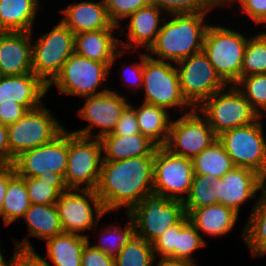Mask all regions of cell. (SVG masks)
I'll list each match as a JSON object with an SVG mask.
<instances>
[{"instance_id": "6da1fadb", "label": "cell", "mask_w": 266, "mask_h": 266, "mask_svg": "<svg viewBox=\"0 0 266 266\" xmlns=\"http://www.w3.org/2000/svg\"><path fill=\"white\" fill-rule=\"evenodd\" d=\"M154 157L103 160L95 191L107 214H127L153 192Z\"/></svg>"}, {"instance_id": "7a4b0ae2", "label": "cell", "mask_w": 266, "mask_h": 266, "mask_svg": "<svg viewBox=\"0 0 266 266\" xmlns=\"http://www.w3.org/2000/svg\"><path fill=\"white\" fill-rule=\"evenodd\" d=\"M213 13L167 15L147 54L157 60L177 63L202 51L206 30L213 21Z\"/></svg>"}, {"instance_id": "3957f363", "label": "cell", "mask_w": 266, "mask_h": 266, "mask_svg": "<svg viewBox=\"0 0 266 266\" xmlns=\"http://www.w3.org/2000/svg\"><path fill=\"white\" fill-rule=\"evenodd\" d=\"M216 17L214 20L217 23H214L215 21L213 20L206 30L202 50L221 79L227 85H234L241 78L242 63L248 38L256 29L248 28L250 30L247 29V31H252L248 34L245 26H243V31L242 26L240 28L237 26L239 23L234 27L232 17L227 27L220 20H216L218 19Z\"/></svg>"}, {"instance_id": "277c9868", "label": "cell", "mask_w": 266, "mask_h": 266, "mask_svg": "<svg viewBox=\"0 0 266 266\" xmlns=\"http://www.w3.org/2000/svg\"><path fill=\"white\" fill-rule=\"evenodd\" d=\"M139 100L166 109L173 116L194 108L185 100L175 63L143 57V86ZM143 97V98H142ZM175 112V113H174ZM175 114V115H174Z\"/></svg>"}, {"instance_id": "5b68a950", "label": "cell", "mask_w": 266, "mask_h": 266, "mask_svg": "<svg viewBox=\"0 0 266 266\" xmlns=\"http://www.w3.org/2000/svg\"><path fill=\"white\" fill-rule=\"evenodd\" d=\"M110 65L111 63L93 61L74 52L48 85V91L57 89L63 96L79 97V102L81 98L104 93L110 89L108 80H113L110 78Z\"/></svg>"}, {"instance_id": "8992f818", "label": "cell", "mask_w": 266, "mask_h": 266, "mask_svg": "<svg viewBox=\"0 0 266 266\" xmlns=\"http://www.w3.org/2000/svg\"><path fill=\"white\" fill-rule=\"evenodd\" d=\"M58 19V20H57ZM52 28L32 38V72L47 85L60 73L74 53L75 34L59 19Z\"/></svg>"}, {"instance_id": "52a82bcc", "label": "cell", "mask_w": 266, "mask_h": 266, "mask_svg": "<svg viewBox=\"0 0 266 266\" xmlns=\"http://www.w3.org/2000/svg\"><path fill=\"white\" fill-rule=\"evenodd\" d=\"M44 102L28 110L17 122L7 125L11 165L22 152L51 142L67 125Z\"/></svg>"}, {"instance_id": "ba28073f", "label": "cell", "mask_w": 266, "mask_h": 266, "mask_svg": "<svg viewBox=\"0 0 266 266\" xmlns=\"http://www.w3.org/2000/svg\"><path fill=\"white\" fill-rule=\"evenodd\" d=\"M235 167L256 171L266 180V118L227 130L218 136Z\"/></svg>"}, {"instance_id": "9c48e42d", "label": "cell", "mask_w": 266, "mask_h": 266, "mask_svg": "<svg viewBox=\"0 0 266 266\" xmlns=\"http://www.w3.org/2000/svg\"><path fill=\"white\" fill-rule=\"evenodd\" d=\"M127 215L133 222L135 235L152 244L167 229L179 223L186 213L183 201L152 192Z\"/></svg>"}, {"instance_id": "30bf717a", "label": "cell", "mask_w": 266, "mask_h": 266, "mask_svg": "<svg viewBox=\"0 0 266 266\" xmlns=\"http://www.w3.org/2000/svg\"><path fill=\"white\" fill-rule=\"evenodd\" d=\"M104 93L81 98L77 111V119L85 122L82 127L70 130L76 135L89 138H101L112 133L120 115L130 103V98L120 94L121 90L113 87ZM96 130V131H95ZM98 130V131H97Z\"/></svg>"}, {"instance_id": "8fae6325", "label": "cell", "mask_w": 266, "mask_h": 266, "mask_svg": "<svg viewBox=\"0 0 266 266\" xmlns=\"http://www.w3.org/2000/svg\"><path fill=\"white\" fill-rule=\"evenodd\" d=\"M197 109L208 120L217 136L227 130L251 124L260 117L235 85H227Z\"/></svg>"}, {"instance_id": "7c38bea8", "label": "cell", "mask_w": 266, "mask_h": 266, "mask_svg": "<svg viewBox=\"0 0 266 266\" xmlns=\"http://www.w3.org/2000/svg\"><path fill=\"white\" fill-rule=\"evenodd\" d=\"M103 161L99 138L76 135L68 130V160L64 180L68 189L95 190Z\"/></svg>"}, {"instance_id": "4fadbf2b", "label": "cell", "mask_w": 266, "mask_h": 266, "mask_svg": "<svg viewBox=\"0 0 266 266\" xmlns=\"http://www.w3.org/2000/svg\"><path fill=\"white\" fill-rule=\"evenodd\" d=\"M64 232L89 237L91 231L108 214L93 189H68L56 201Z\"/></svg>"}, {"instance_id": "5bb4252c", "label": "cell", "mask_w": 266, "mask_h": 266, "mask_svg": "<svg viewBox=\"0 0 266 266\" xmlns=\"http://www.w3.org/2000/svg\"><path fill=\"white\" fill-rule=\"evenodd\" d=\"M173 116L166 144L170 153L193 159L212 145L218 136L212 130L208 120L198 111Z\"/></svg>"}, {"instance_id": "9a60e30c", "label": "cell", "mask_w": 266, "mask_h": 266, "mask_svg": "<svg viewBox=\"0 0 266 266\" xmlns=\"http://www.w3.org/2000/svg\"><path fill=\"white\" fill-rule=\"evenodd\" d=\"M175 66L182 94L194 109L227 86L203 50L175 63Z\"/></svg>"}, {"instance_id": "2e32d148", "label": "cell", "mask_w": 266, "mask_h": 266, "mask_svg": "<svg viewBox=\"0 0 266 266\" xmlns=\"http://www.w3.org/2000/svg\"><path fill=\"white\" fill-rule=\"evenodd\" d=\"M194 171L192 159L170 153L163 146L154 153L153 192L168 199L184 201L188 196Z\"/></svg>"}, {"instance_id": "e0dca14e", "label": "cell", "mask_w": 266, "mask_h": 266, "mask_svg": "<svg viewBox=\"0 0 266 266\" xmlns=\"http://www.w3.org/2000/svg\"><path fill=\"white\" fill-rule=\"evenodd\" d=\"M266 187L265 179L256 171L245 167H234L213 185V196L217 201L241 215L242 208L250 201L251 213L261 191Z\"/></svg>"}, {"instance_id": "ac0fdd59", "label": "cell", "mask_w": 266, "mask_h": 266, "mask_svg": "<svg viewBox=\"0 0 266 266\" xmlns=\"http://www.w3.org/2000/svg\"><path fill=\"white\" fill-rule=\"evenodd\" d=\"M67 160L68 128L66 127L51 142L22 152L15 158L13 166L21 177H37L47 171L64 177Z\"/></svg>"}, {"instance_id": "d6986e66", "label": "cell", "mask_w": 266, "mask_h": 266, "mask_svg": "<svg viewBox=\"0 0 266 266\" xmlns=\"http://www.w3.org/2000/svg\"><path fill=\"white\" fill-rule=\"evenodd\" d=\"M166 16L152 4L138 9L118 26L120 47L129 51H148Z\"/></svg>"}, {"instance_id": "ffe728a7", "label": "cell", "mask_w": 266, "mask_h": 266, "mask_svg": "<svg viewBox=\"0 0 266 266\" xmlns=\"http://www.w3.org/2000/svg\"><path fill=\"white\" fill-rule=\"evenodd\" d=\"M59 10V18L74 34L118 29L109 18L104 0H74Z\"/></svg>"}, {"instance_id": "44dd1931", "label": "cell", "mask_w": 266, "mask_h": 266, "mask_svg": "<svg viewBox=\"0 0 266 266\" xmlns=\"http://www.w3.org/2000/svg\"><path fill=\"white\" fill-rule=\"evenodd\" d=\"M32 73L31 32L0 31V76Z\"/></svg>"}, {"instance_id": "7402d4cb", "label": "cell", "mask_w": 266, "mask_h": 266, "mask_svg": "<svg viewBox=\"0 0 266 266\" xmlns=\"http://www.w3.org/2000/svg\"><path fill=\"white\" fill-rule=\"evenodd\" d=\"M48 94V85L33 72L0 76V104H21L31 110L46 102Z\"/></svg>"}, {"instance_id": "603a6c76", "label": "cell", "mask_w": 266, "mask_h": 266, "mask_svg": "<svg viewBox=\"0 0 266 266\" xmlns=\"http://www.w3.org/2000/svg\"><path fill=\"white\" fill-rule=\"evenodd\" d=\"M20 221L26 225L27 233L23 239L11 238L13 247L35 249L30 238L41 242L64 232L56 204H31Z\"/></svg>"}, {"instance_id": "cb8c5ba5", "label": "cell", "mask_w": 266, "mask_h": 266, "mask_svg": "<svg viewBox=\"0 0 266 266\" xmlns=\"http://www.w3.org/2000/svg\"><path fill=\"white\" fill-rule=\"evenodd\" d=\"M189 222L199 231L202 238L208 243L209 238L221 239L228 236L240 223V215L232 208L220 203L199 209L187 214ZM239 221V223H238ZM204 235V236H203Z\"/></svg>"}, {"instance_id": "d4e9b609", "label": "cell", "mask_w": 266, "mask_h": 266, "mask_svg": "<svg viewBox=\"0 0 266 266\" xmlns=\"http://www.w3.org/2000/svg\"><path fill=\"white\" fill-rule=\"evenodd\" d=\"M121 49L118 29H103L75 34L74 52L100 63H111Z\"/></svg>"}, {"instance_id": "484cf974", "label": "cell", "mask_w": 266, "mask_h": 266, "mask_svg": "<svg viewBox=\"0 0 266 266\" xmlns=\"http://www.w3.org/2000/svg\"><path fill=\"white\" fill-rule=\"evenodd\" d=\"M42 1L0 0V31L35 32V25L40 23L37 18L45 11Z\"/></svg>"}, {"instance_id": "4316f807", "label": "cell", "mask_w": 266, "mask_h": 266, "mask_svg": "<svg viewBox=\"0 0 266 266\" xmlns=\"http://www.w3.org/2000/svg\"><path fill=\"white\" fill-rule=\"evenodd\" d=\"M103 160H123L134 157H154L159 147L142 134L120 136L104 135L100 138Z\"/></svg>"}, {"instance_id": "83f0119b", "label": "cell", "mask_w": 266, "mask_h": 266, "mask_svg": "<svg viewBox=\"0 0 266 266\" xmlns=\"http://www.w3.org/2000/svg\"><path fill=\"white\" fill-rule=\"evenodd\" d=\"M129 104L135 109L140 134L149 137L159 147L164 146L168 139L173 115L162 107L137 101V99L130 100Z\"/></svg>"}, {"instance_id": "f1b7e54d", "label": "cell", "mask_w": 266, "mask_h": 266, "mask_svg": "<svg viewBox=\"0 0 266 266\" xmlns=\"http://www.w3.org/2000/svg\"><path fill=\"white\" fill-rule=\"evenodd\" d=\"M88 238L63 232L45 240V256L49 266H81V254Z\"/></svg>"}, {"instance_id": "f546056e", "label": "cell", "mask_w": 266, "mask_h": 266, "mask_svg": "<svg viewBox=\"0 0 266 266\" xmlns=\"http://www.w3.org/2000/svg\"><path fill=\"white\" fill-rule=\"evenodd\" d=\"M239 237L246 245L250 258L266 257V187L259 194L252 212H248Z\"/></svg>"}, {"instance_id": "4dcf8cb0", "label": "cell", "mask_w": 266, "mask_h": 266, "mask_svg": "<svg viewBox=\"0 0 266 266\" xmlns=\"http://www.w3.org/2000/svg\"><path fill=\"white\" fill-rule=\"evenodd\" d=\"M146 54H147V51H131V50L129 51V50H125V49L121 48L115 54V57H114L113 61L111 62L110 76L114 75V73H112L113 71L119 72V73L117 72V74H119V76H120L119 77L120 78L119 80L121 81L120 85H122V86L124 85L123 88H125V86H126V89L125 90L123 89L120 94H122L123 96L126 95L127 98H128V93H129V95H131V96H129L130 99H132V98L135 99L134 96L136 95L137 96L136 99L138 100L139 92L141 93V89L143 86V57ZM130 56L134 57V58L132 57L131 60H133L135 58L137 60L135 59L133 61H131V60L129 61L128 58L130 59ZM117 63L119 65L120 64L121 65L119 66ZM117 66L120 68H117ZM113 67H116L117 70H114L116 68H113ZM123 91L125 93H123ZM132 94H133V96H132Z\"/></svg>"}, {"instance_id": "1f68e13d", "label": "cell", "mask_w": 266, "mask_h": 266, "mask_svg": "<svg viewBox=\"0 0 266 266\" xmlns=\"http://www.w3.org/2000/svg\"><path fill=\"white\" fill-rule=\"evenodd\" d=\"M124 215V218L126 217L124 220L125 224L122 221L119 223L116 221V219H114L115 222H108V224H104L102 226L103 228L99 226L100 222L103 223L101 219L98 225L91 231V233H89L88 242L109 256L115 257L121 248L126 245L135 235V229L132 220L127 214ZM94 232L97 235H94ZM91 234L92 236H95V241L92 240L93 238H91Z\"/></svg>"}, {"instance_id": "d6a6232c", "label": "cell", "mask_w": 266, "mask_h": 266, "mask_svg": "<svg viewBox=\"0 0 266 266\" xmlns=\"http://www.w3.org/2000/svg\"><path fill=\"white\" fill-rule=\"evenodd\" d=\"M31 203L23 177L19 176L13 165L9 166V183L4 196L0 221L8 227L21 220Z\"/></svg>"}, {"instance_id": "836d02e7", "label": "cell", "mask_w": 266, "mask_h": 266, "mask_svg": "<svg viewBox=\"0 0 266 266\" xmlns=\"http://www.w3.org/2000/svg\"><path fill=\"white\" fill-rule=\"evenodd\" d=\"M23 178L31 204H55L61 193L68 190L64 177L55 172Z\"/></svg>"}, {"instance_id": "e575fe53", "label": "cell", "mask_w": 266, "mask_h": 266, "mask_svg": "<svg viewBox=\"0 0 266 266\" xmlns=\"http://www.w3.org/2000/svg\"><path fill=\"white\" fill-rule=\"evenodd\" d=\"M192 162L194 174L211 175L216 178H222L235 167L231 158L225 152L223 144L218 139L195 156Z\"/></svg>"}, {"instance_id": "d590c367", "label": "cell", "mask_w": 266, "mask_h": 266, "mask_svg": "<svg viewBox=\"0 0 266 266\" xmlns=\"http://www.w3.org/2000/svg\"><path fill=\"white\" fill-rule=\"evenodd\" d=\"M264 73H266V31L256 29L246 44L241 77Z\"/></svg>"}, {"instance_id": "8d00e7d4", "label": "cell", "mask_w": 266, "mask_h": 266, "mask_svg": "<svg viewBox=\"0 0 266 266\" xmlns=\"http://www.w3.org/2000/svg\"><path fill=\"white\" fill-rule=\"evenodd\" d=\"M229 9L234 10L230 12ZM223 10L224 12L226 11L225 14L228 12L231 14L236 13V17H240V19L241 17L243 19L245 16L246 21L250 23L249 25L251 28H257V30L262 29L266 31V0H221V17L218 16L219 18H224L225 15L222 13ZM237 14H239V16H237ZM251 22L253 25H251Z\"/></svg>"}, {"instance_id": "74e56055", "label": "cell", "mask_w": 266, "mask_h": 266, "mask_svg": "<svg viewBox=\"0 0 266 266\" xmlns=\"http://www.w3.org/2000/svg\"><path fill=\"white\" fill-rule=\"evenodd\" d=\"M207 246L199 231L188 221L179 232H176L175 259L199 266L195 255Z\"/></svg>"}, {"instance_id": "f35d334b", "label": "cell", "mask_w": 266, "mask_h": 266, "mask_svg": "<svg viewBox=\"0 0 266 266\" xmlns=\"http://www.w3.org/2000/svg\"><path fill=\"white\" fill-rule=\"evenodd\" d=\"M154 260L152 244L134 235L115 256V266H152Z\"/></svg>"}, {"instance_id": "ab89813d", "label": "cell", "mask_w": 266, "mask_h": 266, "mask_svg": "<svg viewBox=\"0 0 266 266\" xmlns=\"http://www.w3.org/2000/svg\"><path fill=\"white\" fill-rule=\"evenodd\" d=\"M218 179L211 175L194 174L189 194L183 201L186 215L194 209L219 203L213 196V185Z\"/></svg>"}, {"instance_id": "60d3db41", "label": "cell", "mask_w": 266, "mask_h": 266, "mask_svg": "<svg viewBox=\"0 0 266 266\" xmlns=\"http://www.w3.org/2000/svg\"><path fill=\"white\" fill-rule=\"evenodd\" d=\"M235 87L261 117H266V73L241 77Z\"/></svg>"}, {"instance_id": "b9f144b4", "label": "cell", "mask_w": 266, "mask_h": 266, "mask_svg": "<svg viewBox=\"0 0 266 266\" xmlns=\"http://www.w3.org/2000/svg\"><path fill=\"white\" fill-rule=\"evenodd\" d=\"M150 4L156 6L166 15L215 12L219 13V0H150Z\"/></svg>"}, {"instance_id": "7bdbcfd3", "label": "cell", "mask_w": 266, "mask_h": 266, "mask_svg": "<svg viewBox=\"0 0 266 266\" xmlns=\"http://www.w3.org/2000/svg\"><path fill=\"white\" fill-rule=\"evenodd\" d=\"M110 20L119 26L138 9L150 4V0H104Z\"/></svg>"}, {"instance_id": "ee69618b", "label": "cell", "mask_w": 266, "mask_h": 266, "mask_svg": "<svg viewBox=\"0 0 266 266\" xmlns=\"http://www.w3.org/2000/svg\"><path fill=\"white\" fill-rule=\"evenodd\" d=\"M188 221L189 219L186 215L179 223L171 226L152 243L155 257L175 259L176 232H179Z\"/></svg>"}, {"instance_id": "f6af8a7d", "label": "cell", "mask_w": 266, "mask_h": 266, "mask_svg": "<svg viewBox=\"0 0 266 266\" xmlns=\"http://www.w3.org/2000/svg\"><path fill=\"white\" fill-rule=\"evenodd\" d=\"M140 134L135 109L128 104L120 115V119L116 123V126L112 133L107 135H120V136H131Z\"/></svg>"}, {"instance_id": "bcb514c9", "label": "cell", "mask_w": 266, "mask_h": 266, "mask_svg": "<svg viewBox=\"0 0 266 266\" xmlns=\"http://www.w3.org/2000/svg\"><path fill=\"white\" fill-rule=\"evenodd\" d=\"M13 250L12 256L8 258V266H49L36 249L14 247Z\"/></svg>"}, {"instance_id": "7dc6e473", "label": "cell", "mask_w": 266, "mask_h": 266, "mask_svg": "<svg viewBox=\"0 0 266 266\" xmlns=\"http://www.w3.org/2000/svg\"><path fill=\"white\" fill-rule=\"evenodd\" d=\"M81 266H115V257L109 256L87 241L81 254Z\"/></svg>"}, {"instance_id": "c3c4849f", "label": "cell", "mask_w": 266, "mask_h": 266, "mask_svg": "<svg viewBox=\"0 0 266 266\" xmlns=\"http://www.w3.org/2000/svg\"><path fill=\"white\" fill-rule=\"evenodd\" d=\"M28 110L21 104H0V123L9 125L21 119Z\"/></svg>"}, {"instance_id": "681fc988", "label": "cell", "mask_w": 266, "mask_h": 266, "mask_svg": "<svg viewBox=\"0 0 266 266\" xmlns=\"http://www.w3.org/2000/svg\"><path fill=\"white\" fill-rule=\"evenodd\" d=\"M0 162L5 166L11 165V153L8 144L7 125L0 123Z\"/></svg>"}, {"instance_id": "f907efd6", "label": "cell", "mask_w": 266, "mask_h": 266, "mask_svg": "<svg viewBox=\"0 0 266 266\" xmlns=\"http://www.w3.org/2000/svg\"><path fill=\"white\" fill-rule=\"evenodd\" d=\"M8 183H9V166H4L0 170V214L2 211L3 200L7 190Z\"/></svg>"}, {"instance_id": "816d5d0a", "label": "cell", "mask_w": 266, "mask_h": 266, "mask_svg": "<svg viewBox=\"0 0 266 266\" xmlns=\"http://www.w3.org/2000/svg\"><path fill=\"white\" fill-rule=\"evenodd\" d=\"M152 266H193V265L183 260L171 259L168 257H155Z\"/></svg>"}, {"instance_id": "f5cc1de1", "label": "cell", "mask_w": 266, "mask_h": 266, "mask_svg": "<svg viewBox=\"0 0 266 266\" xmlns=\"http://www.w3.org/2000/svg\"><path fill=\"white\" fill-rule=\"evenodd\" d=\"M0 241H3V240L0 239ZM5 250L6 249L2 248L1 243H0V266H8L9 259L7 258L9 257V254L5 255Z\"/></svg>"}, {"instance_id": "db71d44e", "label": "cell", "mask_w": 266, "mask_h": 266, "mask_svg": "<svg viewBox=\"0 0 266 266\" xmlns=\"http://www.w3.org/2000/svg\"><path fill=\"white\" fill-rule=\"evenodd\" d=\"M5 165H3L1 162H0V170L4 167Z\"/></svg>"}]
</instances>
